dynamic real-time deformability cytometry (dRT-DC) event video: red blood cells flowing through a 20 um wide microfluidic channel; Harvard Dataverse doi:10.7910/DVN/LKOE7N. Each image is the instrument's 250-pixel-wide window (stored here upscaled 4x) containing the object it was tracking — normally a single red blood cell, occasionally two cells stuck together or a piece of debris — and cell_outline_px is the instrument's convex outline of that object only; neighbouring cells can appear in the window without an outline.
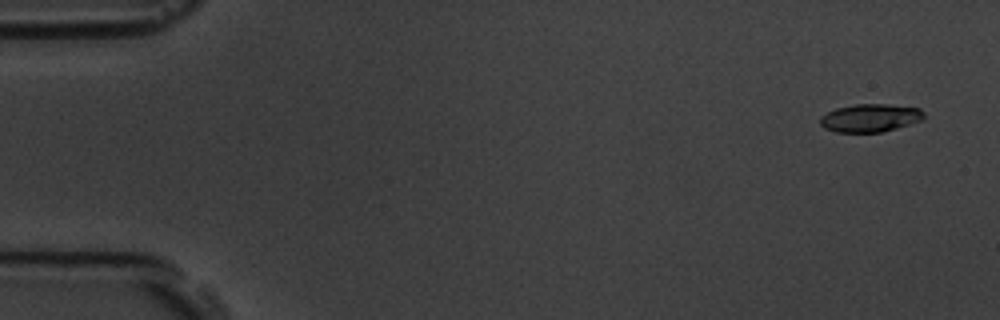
{"species": "common noctule bat (a hibernating species)", "species_latin": "Nyctalus noctula", "temperature_condition": "room temperature", "stored_images_in_passage": 5, "camera_frame_rate_fps": 3000, "um_per_image_px": 0.085, "animal": {"sex": "male", "body_mass_g": 19.5, "forearm_length_mm": 54.6}, "frame": {"image": 1, "passage_image": 1, "time_ms": 0.0, "image_size_px": [1000, 320], "cell_outline_px": [[924, 120], [896, 128], [880, 132], [836, 132], [824, 128], [820, 124], [820, 116], [836, 108], [856, 104], [888, 104], [920, 108], [924, 112]], "centroid_in_image_um": [73.98, 10.02], "position_along_channel_um": 11.0, "area_um2": 16.99}}
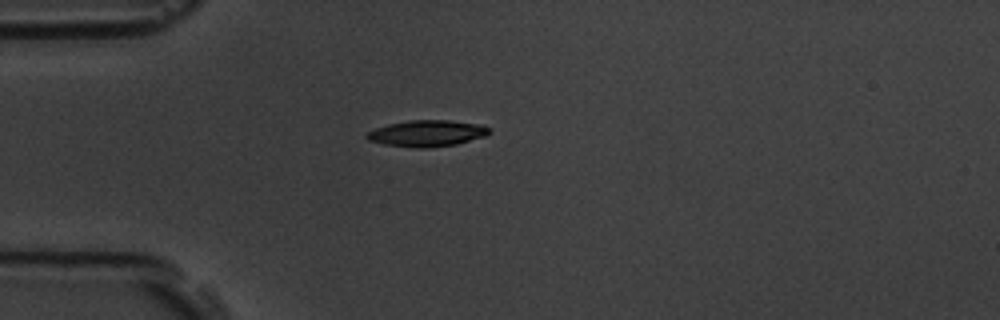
{"frame": {"image": 2, "passage_image": 5, "time_ms": 4.333, "image_size_px": [1000, 320], "cell_outline_px": [[492, 132], [484, 136], [456, 144], [424, 148], [416, 148], [384, 144], [368, 140], [364, 136], [368, 132], [376, 128], [388, 124], [408, 120], [448, 120], [480, 124], [488, 128]], "centroid_in_image_um": [36.27, 11.33], "position_along_channel_um": 48.7, "area_um2": 18.67}}